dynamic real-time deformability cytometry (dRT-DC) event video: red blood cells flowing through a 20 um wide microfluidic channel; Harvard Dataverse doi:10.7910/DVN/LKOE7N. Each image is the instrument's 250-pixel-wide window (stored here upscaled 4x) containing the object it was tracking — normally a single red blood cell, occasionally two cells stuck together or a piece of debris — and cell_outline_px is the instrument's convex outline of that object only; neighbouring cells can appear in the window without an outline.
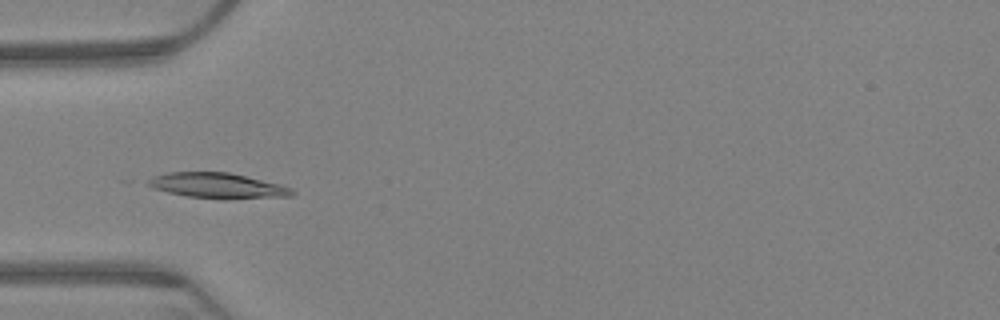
{"species": "Egyptian fruit bat (a non-hibernating species)", "species_latin": "Rousettus aegyptiacus", "temperature_condition": "warm", "stored_images_in_passage": 52, "camera_frame_rate_fps": 3000, "um_per_image_px": 0.085, "animal": {"sex": "female"}, "frame": {"image": 1, "passage_image": 8, "time_ms": 2.333, "image_size_px": [1000, 320], "cell_outline_px": [[296, 192], [292, 196], [224, 200], [188, 196], [168, 192], [156, 188], [148, 184], [144, 180], [152, 176], [168, 172], [228, 172], [280, 184], [292, 188]], "centroid_in_image_um": [18.52, 15.79], "position_along_channel_um": 66.5, "area_um2": 21.44}}
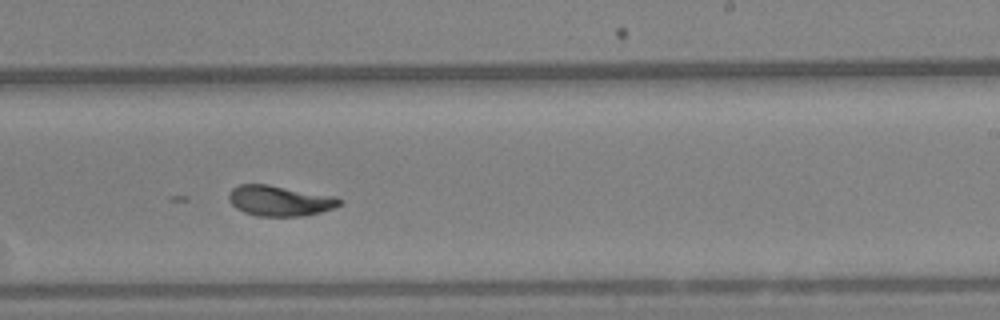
{"frame": {"image": 2, "passage_image": 27, "time_ms": 8.667, "image_size_px": [1000, 320], "cell_outline_px": [[340, 204], [332, 208], [320, 212], [300, 216], [256, 216], [244, 212], [236, 208], [228, 200], [228, 192], [232, 188], [240, 184], [268, 184], [336, 196], [340, 200]], "centroid_in_image_um": [23.72, 17.05], "position_along_channel_um": 265.3, "area_um2": 19.65}}
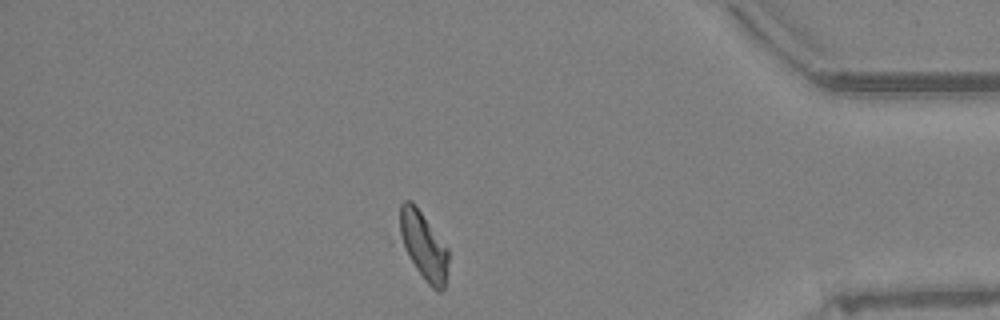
{"frame": {"image": 3, "passage_image": 43, "time_ms": 14.0, "image_size_px": [1000, 320], "cell_outline_px": [[448, 260], [444, 288], [440, 292], [436, 292], [388, 244], [400, 204], [404, 200], [412, 200], [416, 204], [448, 248]], "centroid_in_image_um": [35.69, 20.83], "position_along_channel_um": 399.5, "area_um2": 22.77}}